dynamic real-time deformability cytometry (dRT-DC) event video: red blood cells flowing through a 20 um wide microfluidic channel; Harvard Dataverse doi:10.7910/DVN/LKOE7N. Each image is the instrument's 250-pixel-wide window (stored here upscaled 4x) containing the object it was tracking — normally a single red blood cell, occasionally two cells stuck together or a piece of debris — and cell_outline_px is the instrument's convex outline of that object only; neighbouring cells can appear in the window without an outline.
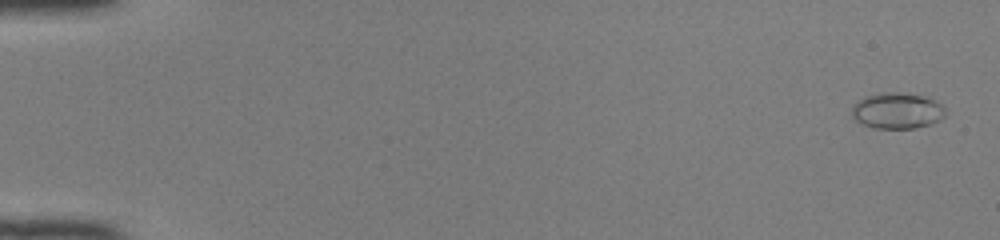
{"species": "common noctule bat (a hibernating species)", "species_latin": "Nyctalus noctula", "temperature_condition": "room temperature", "stored_images_in_passage": 50, "camera_frame_rate_fps": 3000, "um_per_image_px": 0.085, "animal": {"sex": "female", "body_mass_g": 22.0, "forearm_length_mm": 56.7}, "frame": {"image": 1, "passage_image": 2, "time_ms": 0.333, "image_size_px": [1000, 240], "cell_outline_px": [[948, 112], [940, 120], [928, 124], [912, 128], [872, 128], [856, 120], [852, 116], [852, 108], [864, 96], [880, 92], [896, 92], [924, 96], [936, 100]], "centroid_in_image_um": [76.27, 9.4], "position_along_channel_um": 8.7, "area_um2": 19.54}}
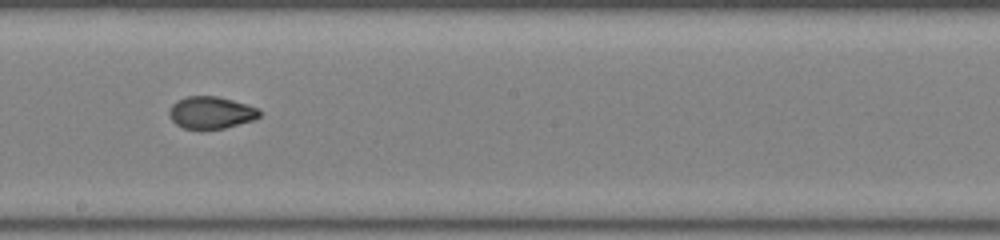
{"frame": {"image": 2, "passage_image": 30, "time_ms": 9.667, "image_size_px": [1000, 240], "cell_outline_px": [[264, 112], [256, 120], [224, 128], [200, 132], [184, 128], [176, 124], [168, 116], [168, 112], [172, 104], [176, 100], [184, 96], [216, 96], [232, 100], [256, 108]], "centroid_in_image_um": [17.91, 9.61], "position_along_channel_um": 230.3, "area_um2": 17.51}}
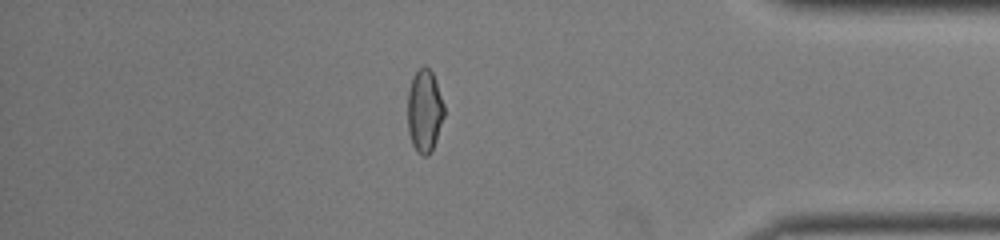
{"frame": {"image": 3, "passage_image": 44, "time_ms": 14.333, "image_size_px": [1000, 240], "cell_outline_px": [[444, 116], [432, 152], [428, 156], [424, 156], [416, 152], [412, 144], [408, 132], [408, 92], [412, 76], [424, 64], [432, 72], [444, 104]], "centroid_in_image_um": [36.08, 9.45], "position_along_channel_um": 399.1, "area_um2": 17.69}, "authors_computed_cell_mechanics": {"area_um2": 17.629, "velocity_mm_per_s": 4.1581, "shape_relaxation_time_tau1_ms": null, "shape_relaxation_time_tau2_ms": 1.2335, "deformation_change_tau1": null, "deformation_change_tau2": 0.0461}}